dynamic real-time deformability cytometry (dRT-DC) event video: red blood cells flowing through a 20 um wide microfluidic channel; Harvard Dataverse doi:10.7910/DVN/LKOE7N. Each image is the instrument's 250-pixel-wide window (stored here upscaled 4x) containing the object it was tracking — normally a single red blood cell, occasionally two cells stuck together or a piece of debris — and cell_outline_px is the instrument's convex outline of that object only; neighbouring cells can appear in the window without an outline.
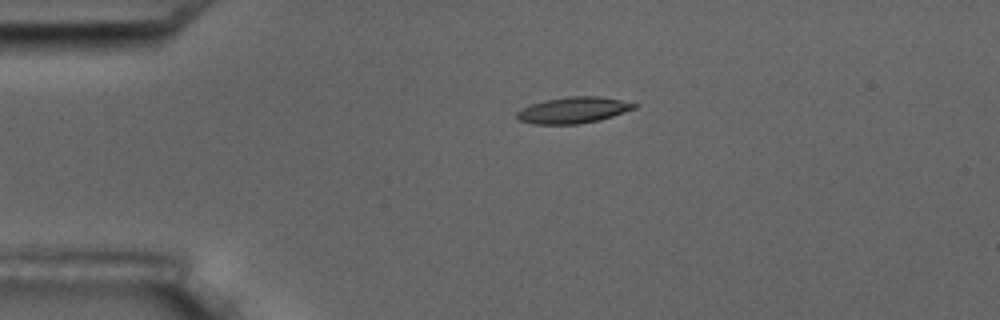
{"species": "common noctule bat (a hibernating species)", "species_latin": "Nyctalus noctula", "temperature_condition": "room temperature", "stored_images_in_passage": 4, "camera_frame_rate_fps": 3000, "um_per_image_px": 0.085, "animal": {"sex": "male", "body_mass_g": 17.5, "forearm_length_mm": 52.3}, "frame": {"image": 1, "passage_image": 3, "time_ms": 2.333, "image_size_px": [1000, 320], "cell_outline_px": [[636, 108], [600, 120], [580, 124], [532, 124], [520, 120], [516, 116], [516, 112], [532, 104], [548, 100], [568, 96], [600, 96], [620, 100], [636, 104]], "centroid_in_image_um": [48.73, 9.37], "position_along_channel_um": 36.3, "area_um2": 17.69}}